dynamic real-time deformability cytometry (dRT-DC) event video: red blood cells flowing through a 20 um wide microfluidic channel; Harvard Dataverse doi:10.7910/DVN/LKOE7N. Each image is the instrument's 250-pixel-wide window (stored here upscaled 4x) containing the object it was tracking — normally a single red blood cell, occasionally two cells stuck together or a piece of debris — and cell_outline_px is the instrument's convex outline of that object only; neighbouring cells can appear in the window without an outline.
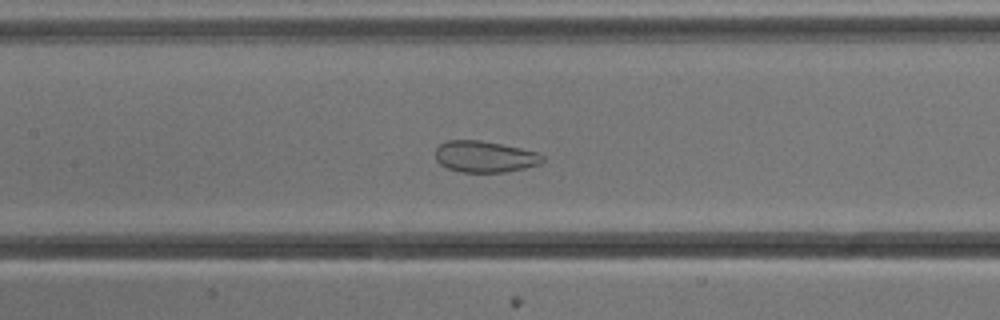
{"species": "common noctule bat (a hibernating species)", "species_latin": "Nyctalus noctula", "temperature_condition": "cold", "stored_images_in_passage": 54, "camera_frame_rate_fps": 3000, "um_per_image_px": 0.085, "animal": {"sex": "male", "body_mass_g": 13.3}, "frame": {"image": 1, "passage_image": 24, "time_ms": 7.667, "image_size_px": [1000, 320], "cell_outline_px": [[544, 160], [540, 164], [524, 168], [504, 172], [460, 172], [448, 168], [440, 164], [436, 160], [436, 148], [440, 144], [448, 140], [480, 140], [520, 148], [536, 152], [544, 156]], "centroid_in_image_um": [41.19, 13.32], "position_along_channel_um": 166.2, "area_um2": 19.48}}
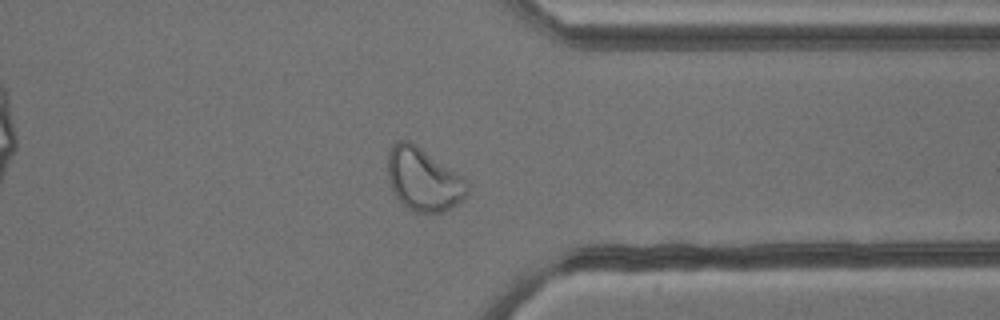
{"frame": {"image": 2, "passage_image": 41, "time_ms": 13.333, "image_size_px": [1000, 320], "cell_outline_px": [[468, 192], [464, 200], [444, 212], [416, 212], [408, 208], [396, 196], [388, 180], [388, 152], [392, 144], [396, 140], [408, 140], [416, 144], [460, 176], [468, 184]], "centroid_in_image_um": [35.97, 15.25], "position_along_channel_um": 375.4, "area_um2": 28.84}}
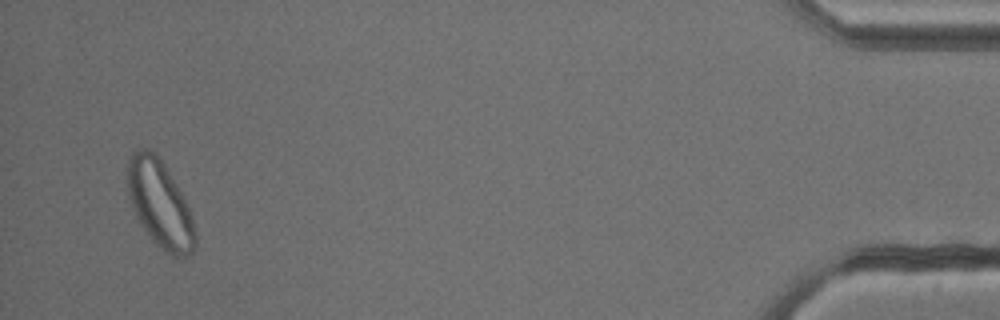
{"frame": {"image": 3, "passage_image": 51, "time_ms": 16.667, "image_size_px": [1000, 320], "cell_outline_px": [[196, 248], [188, 256], [172, 256], [164, 252], [152, 240], [136, 216], [132, 208], [128, 196], [128, 160], [132, 152], [140, 148], [148, 148], [156, 152], [164, 164], [180, 192], [188, 208], [196, 232]], "centroid_in_image_um": [13.58, 17.35], "position_along_channel_um": 421.6, "area_um2": 34.1}, "authors_computed_cell_mechanics": {"area_um2": 29.767, "velocity_mm_per_s": 3.7852, "shape_relaxation_time_tau1_ms": null, "shape_relaxation_time_tau2_ms": 1.0685, "deformation_change_tau1": null, "deformation_change_tau2": 0.0692}}